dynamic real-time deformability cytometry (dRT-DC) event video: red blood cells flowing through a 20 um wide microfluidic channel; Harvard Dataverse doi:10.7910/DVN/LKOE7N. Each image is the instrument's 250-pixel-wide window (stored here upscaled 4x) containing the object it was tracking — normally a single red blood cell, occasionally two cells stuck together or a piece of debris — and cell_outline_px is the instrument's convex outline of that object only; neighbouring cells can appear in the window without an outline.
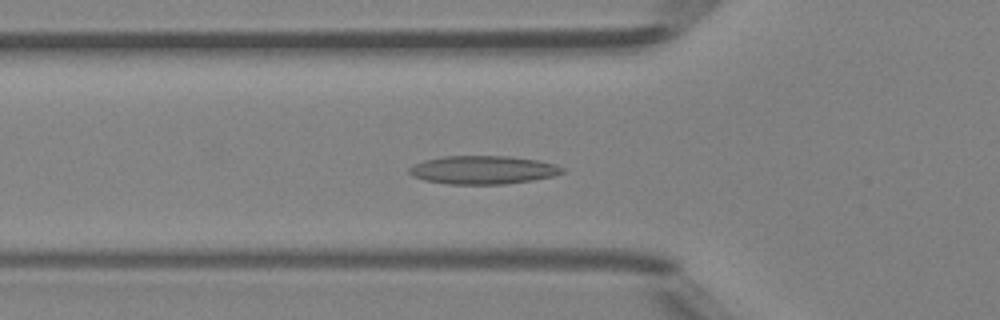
{"species": "Egyptian fruit bat (a non-hibernating species)", "species_latin": "Rousettus aegyptiacus", "temperature_condition": "room temperature", "stored_images_in_passage": 48, "camera_frame_rate_fps": 3000, "um_per_image_px": 0.085, "animal": {"sex": "female"}, "frame": {"image": 1, "passage_image": 16, "time_ms": 5.0, "image_size_px": [1000, 320], "cell_outline_px": [[564, 172], [556, 176], [532, 180], [504, 184], [448, 184], [424, 180], [412, 176], [408, 172], [408, 168], [412, 164], [424, 160], [444, 156], [508, 156], [536, 160], [556, 164], [564, 168]], "centroid_in_image_um": [41.04, 14.44], "position_along_channel_um": 84.8, "area_um2": 25.43}}
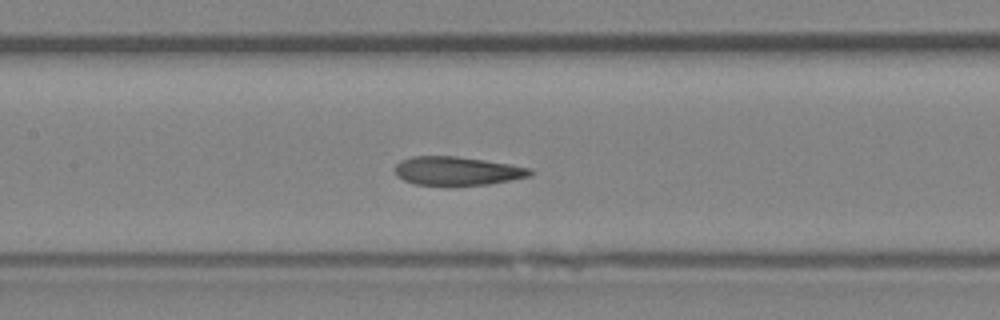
{"frame": {"image": 2, "passage_image": 22, "time_ms": 7.0, "image_size_px": [1000, 320], "cell_outline_px": [[532, 176], [488, 184], [416, 184], [404, 180], [396, 176], [396, 164], [400, 160], [412, 156], [456, 156], [512, 164], [532, 168]], "centroid_in_image_um": [38.88, 14.51], "position_along_channel_um": 168.5, "area_um2": 22.31}}
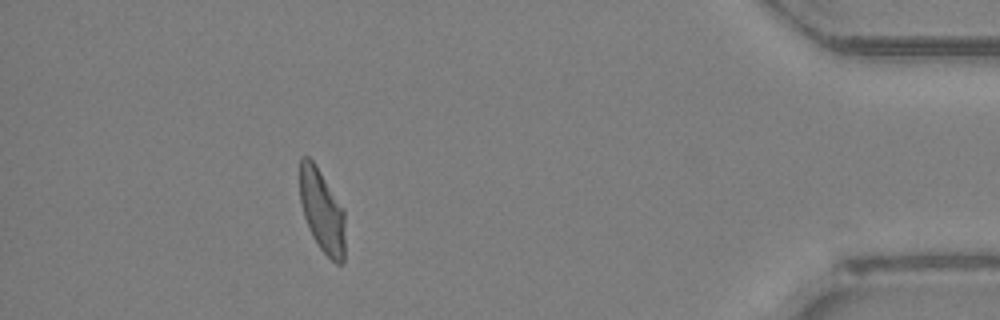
{"frame": {"image": 3, "passage_image": 43, "time_ms": 14.0, "image_size_px": [1000, 320], "cell_outline_px": [[344, 264], [336, 264], [320, 248], [312, 236], [304, 216], [300, 200], [300, 156], [308, 156], [316, 164], [344, 208]], "centroid_in_image_um": [27.38, 17.91], "position_along_channel_um": 407.8, "area_um2": 22.02}, "authors_computed_cell_mechanics": {"area_um2": 23.0911, "velocity_mm_per_s": 4.1848, "shape_relaxation_time_tau1_ms": 9.941, "shape_relaxation_time_tau2_ms": 2.283, "deformation_change_tau1": 0.2334, "deformation_change_tau2": 0.0721}}